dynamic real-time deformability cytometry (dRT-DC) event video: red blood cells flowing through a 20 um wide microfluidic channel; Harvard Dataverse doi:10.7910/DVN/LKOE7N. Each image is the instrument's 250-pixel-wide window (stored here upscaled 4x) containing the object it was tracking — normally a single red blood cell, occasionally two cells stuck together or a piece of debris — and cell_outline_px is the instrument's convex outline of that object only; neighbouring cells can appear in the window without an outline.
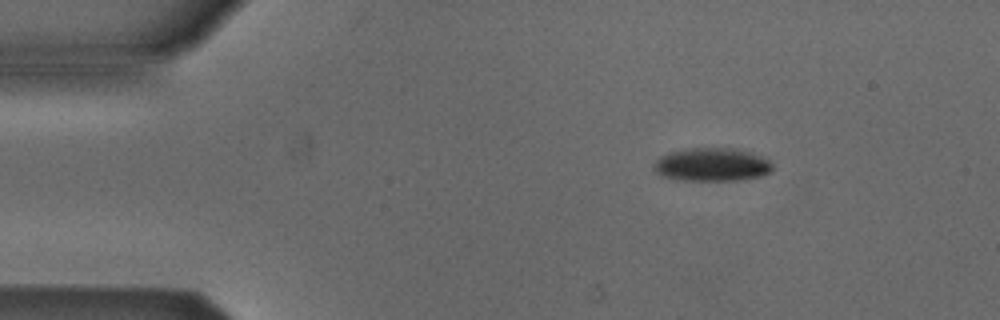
{"species": "Egyptian fruit bat (a non-hibernating species)", "species_latin": "Rousettus aegyptiacus", "temperature_condition": "cold", "stored_images_in_passage": 4, "camera_frame_rate_fps": 3000, "um_per_image_px": 0.085, "animal": {"sex": "male"}, "frame": {"image": 1, "passage_image": 1, "time_ms": 0.0, "image_size_px": [1000, 320], "cell_outline_px": [[772, 172], [760, 176], [736, 180], [684, 180], [660, 176], [652, 168], [656, 160], [660, 156], [672, 152], [688, 148], [736, 148], [752, 152], [764, 156], [772, 164]], "centroid_in_image_um": [60.53, 13.98], "position_along_channel_um": 24.5, "area_um2": 23.12}}
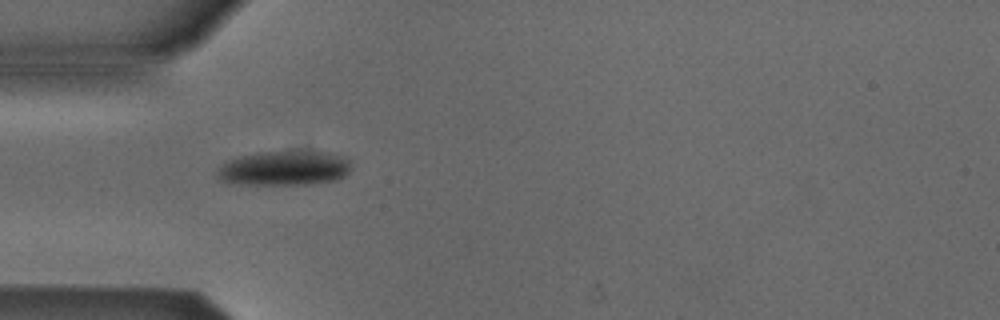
{"frame": {"image": 2, "passage_image": 3, "time_ms": 2.667, "image_size_px": [1000, 320], "cell_outline_px": [[352, 168], [344, 176], [336, 180], [312, 184], [240, 184], [220, 180], [216, 176], [216, 172], [220, 164], [228, 160], [240, 156], [256, 152], [300, 148], [324, 152], [344, 156], [348, 160]], "centroid_in_image_um": [24.17, 14.25], "position_along_channel_um": 60.8, "area_um2": 27.98}}
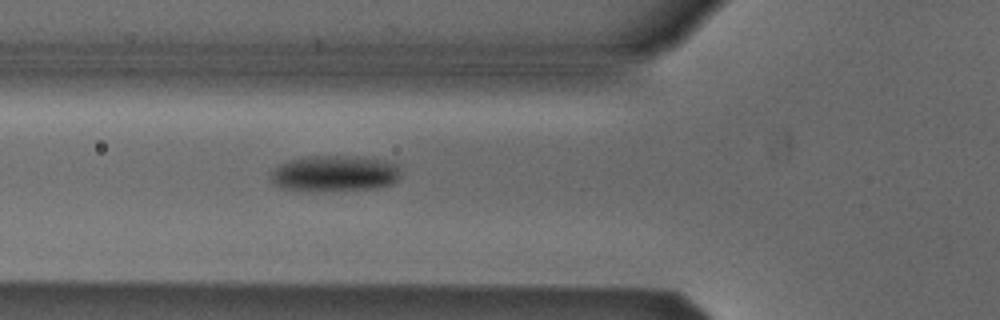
{"frame": {"image": 3, "passage_image": 4, "time_ms": 3.667, "image_size_px": [1000, 320], "cell_outline_px": [[400, 172], [396, 180], [392, 184], [376, 188], [284, 188], [276, 184], [272, 180], [272, 172], [280, 164], [288, 160], [304, 156], [356, 156], [384, 160], [396, 164]], "centroid_in_image_um": [28.49, 14.68], "position_along_channel_um": 97.3, "area_um2": 26.01}}